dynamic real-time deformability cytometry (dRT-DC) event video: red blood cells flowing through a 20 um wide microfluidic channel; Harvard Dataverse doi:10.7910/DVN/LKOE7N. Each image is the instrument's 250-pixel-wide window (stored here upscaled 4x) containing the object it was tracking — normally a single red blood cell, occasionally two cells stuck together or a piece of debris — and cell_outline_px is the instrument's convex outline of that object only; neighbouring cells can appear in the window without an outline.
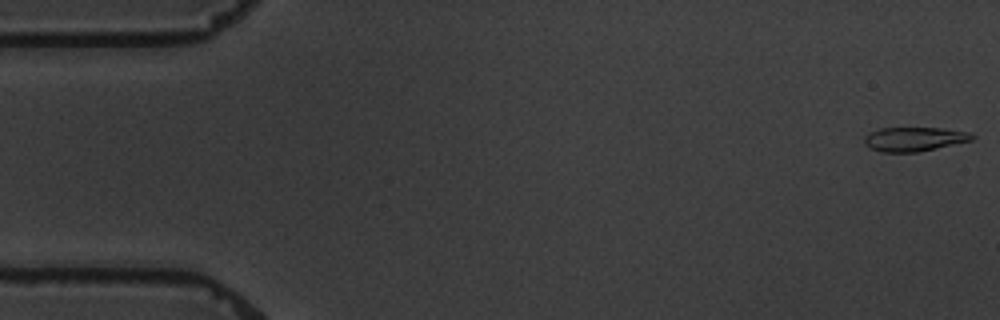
{"species": "common noctule bat (a hibernating species)", "species_latin": "Nyctalus noctula", "temperature_condition": "warm", "stored_images_in_passage": 5, "camera_frame_rate_fps": 3000, "um_per_image_px": 0.085, "animal": {"sex": "male", "body_mass_g": 19.5, "forearm_length_mm": 54.6}, "frame": {"image": 1, "passage_image": 1, "time_ms": 0.0, "image_size_px": [1000, 320], "cell_outline_px": [[976, 136], [972, 140], [936, 148], [916, 152], [880, 152], [864, 144], [864, 136], [868, 132], [880, 128], [940, 128], [968, 132]], "centroid_in_image_um": [77.67, 11.82], "position_along_channel_um": 7.3, "area_um2": 15.09}}
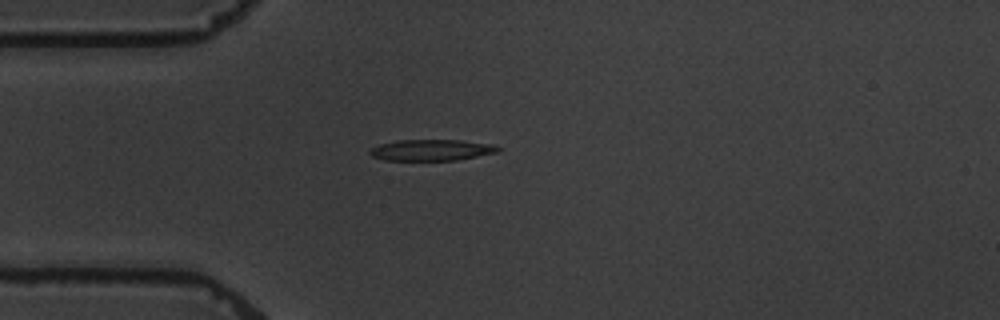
{"frame": {"image": 2, "passage_image": 5, "time_ms": 4.667, "image_size_px": [1000, 320], "cell_outline_px": [[500, 152], [456, 160], [384, 160], [372, 156], [368, 152], [372, 148], [380, 144], [396, 140], [460, 140], [492, 144], [500, 148]], "centroid_in_image_um": [36.69, 12.75], "position_along_channel_um": 48.3, "area_um2": 15.78}}